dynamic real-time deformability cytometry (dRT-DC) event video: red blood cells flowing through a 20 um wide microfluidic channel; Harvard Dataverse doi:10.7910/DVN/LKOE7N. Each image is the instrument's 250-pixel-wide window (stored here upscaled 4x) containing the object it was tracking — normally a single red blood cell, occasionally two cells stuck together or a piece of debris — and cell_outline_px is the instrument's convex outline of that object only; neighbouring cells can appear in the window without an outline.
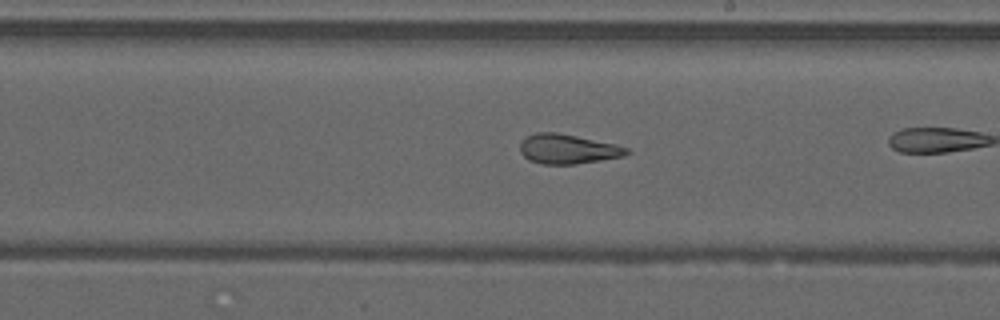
{"species": "common noctule bat (a hibernating species)", "species_latin": "Nyctalus noctula", "temperature_condition": "warm", "stored_images_in_passage": 34, "camera_frame_rate_fps": 3000, "um_per_image_px": 0.085, "animal": {"sex": "male", "forearm_length_mm": 52.5}, "frame": {"image": 1, "passage_image": 23, "time_ms": 7.333, "image_size_px": [1000, 320], "cell_outline_px": [[632, 152], [624, 156], [576, 164], [544, 164], [528, 160], [520, 152], [520, 144], [524, 136], [536, 132], [556, 132], [616, 144], [628, 148]], "centroid_in_image_um": [48.24, 12.66], "position_along_channel_um": 240.8, "area_um2": 18.5}, "authors_computed_cell_mechanics": {"area_um2": 19.0451, "velocity_mm_per_s": 4.2251, "shape_relaxation_time_tau1_ms": null, "shape_relaxation_time_tau2_ms": 1.8973, "deformation_change_tau1": null, "deformation_change_tau2": 0.102}}